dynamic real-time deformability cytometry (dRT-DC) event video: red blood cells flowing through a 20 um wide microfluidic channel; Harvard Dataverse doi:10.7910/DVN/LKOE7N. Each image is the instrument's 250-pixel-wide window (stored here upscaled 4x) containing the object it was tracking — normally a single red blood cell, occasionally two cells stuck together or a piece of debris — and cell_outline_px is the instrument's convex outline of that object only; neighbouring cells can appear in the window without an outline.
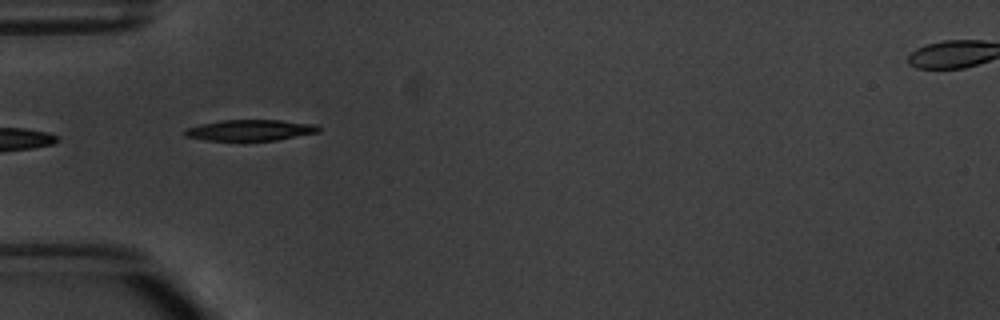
{"species": "common noctule bat (a hibernating species)", "species_latin": "Nyctalus noctula", "temperature_condition": "warm", "stored_images_in_passage": 8, "camera_frame_rate_fps": 3000, "um_per_image_px": 0.085, "animal": {"sex": "male", "body_mass_g": 20.1, "forearm_length_mm": 53.5}, "frame": {"image": 1, "passage_image": 6, "time_ms": 5.667, "image_size_px": [1000, 320], "cell_outline_px": [[320, 132], [276, 140], [244, 144], [208, 140], [184, 136], [184, 128], [200, 124], [220, 120], [280, 120], [316, 124], [320, 128]], "centroid_in_image_um": [21.23, 11.11], "position_along_channel_um": 63.8, "area_um2": 17.34}}